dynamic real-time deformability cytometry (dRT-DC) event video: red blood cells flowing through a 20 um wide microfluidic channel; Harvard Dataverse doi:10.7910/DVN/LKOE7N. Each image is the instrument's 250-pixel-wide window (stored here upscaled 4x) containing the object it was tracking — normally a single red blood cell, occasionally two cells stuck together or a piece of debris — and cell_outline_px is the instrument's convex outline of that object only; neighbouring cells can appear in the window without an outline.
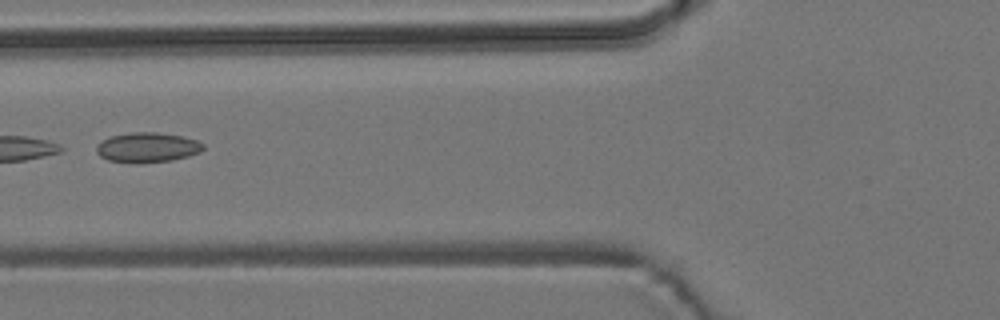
{"species": "common noctule bat (a hibernating species)", "species_latin": "Nyctalus noctula", "temperature_condition": "room temperature", "stored_images_in_passage": 4, "camera_frame_rate_fps": 3000, "um_per_image_px": 0.085, "animal": {"sex": "male", "body_mass_g": 19.2, "forearm_length_mm": 51.8}, "frame": {"image": 1, "passage_image": 4, "time_ms": 5.0, "image_size_px": [1000, 320], "cell_outline_px": [[204, 148], [200, 152], [188, 156], [172, 160], [140, 164], [136, 164], [108, 160], [100, 156], [96, 152], [96, 148], [104, 140], [112, 136], [132, 132], [156, 132], [180, 136], [196, 140], [204, 144]], "centroid_in_image_um": [12.54, 12.55], "position_along_channel_um": 113.3, "area_um2": 18.55}}